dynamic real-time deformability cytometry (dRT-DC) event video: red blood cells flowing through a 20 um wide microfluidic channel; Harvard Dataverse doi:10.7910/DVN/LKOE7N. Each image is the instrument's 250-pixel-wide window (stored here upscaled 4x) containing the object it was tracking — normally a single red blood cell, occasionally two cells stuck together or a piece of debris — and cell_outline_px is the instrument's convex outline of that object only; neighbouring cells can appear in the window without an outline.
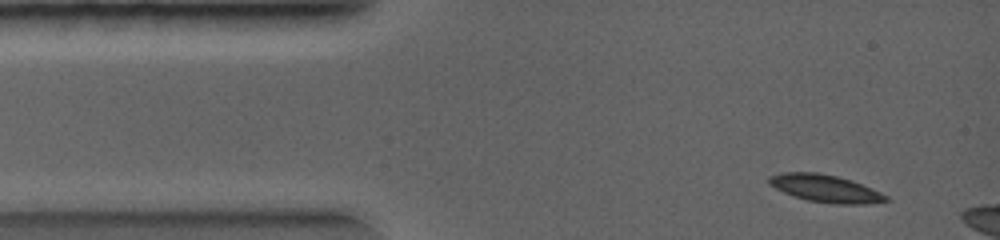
{"species": "common noctule bat (a hibernating species)", "species_latin": "Nyctalus noctula", "temperature_condition": "warm", "stored_images_in_passage": 3, "camera_frame_rate_fps": 5000, "um_per_image_px": 0.085, "animal": {"sex": "female", "body_mass_g": 19.0, "forearm_length_mm": 56.7}, "frame": {"image": 1, "passage_image": 1, "time_ms": 0.0, "image_size_px": [1000, 240], "cell_outline_px": [[888, 200], [808, 200], [784, 192], [776, 188], [768, 180], [772, 176], [784, 172], [816, 172], [836, 176], [852, 180], [888, 196]], "centroid_in_image_um": [69.99, 15.91], "position_along_channel_um": 15.0, "area_um2": 16.59}}